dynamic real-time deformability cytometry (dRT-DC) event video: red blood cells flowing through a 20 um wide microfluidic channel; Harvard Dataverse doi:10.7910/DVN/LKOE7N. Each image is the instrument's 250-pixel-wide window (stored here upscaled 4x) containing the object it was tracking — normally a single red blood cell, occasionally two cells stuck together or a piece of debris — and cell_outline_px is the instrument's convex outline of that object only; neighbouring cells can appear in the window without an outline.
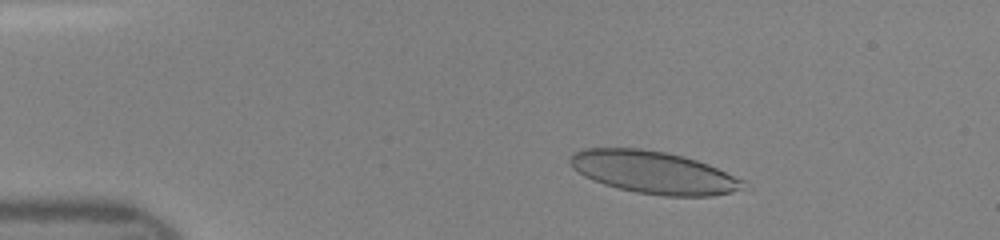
{"species": "human", "species_latin": "Homo sapiens", "temperature_condition": "room temperature", "stored_images_in_passage": 38, "camera_frame_rate_fps": 3000, "um_per_image_px": 0.085, "donor": {"sex": "female"}, "frame": {"image": 1, "passage_image": 7, "time_ms": 2.0, "image_size_px": [1000, 240], "cell_outline_px": [[744, 184], [740, 188], [732, 192], [712, 196], [664, 196], [636, 192], [616, 188], [592, 180], [584, 176], [572, 168], [568, 160], [572, 152], [584, 148], [640, 148], [668, 152], [684, 156], [708, 164], [744, 180]], "centroid_in_image_um": [55.49, 14.64], "position_along_channel_um": 29.5, "area_um2": 42.89}}
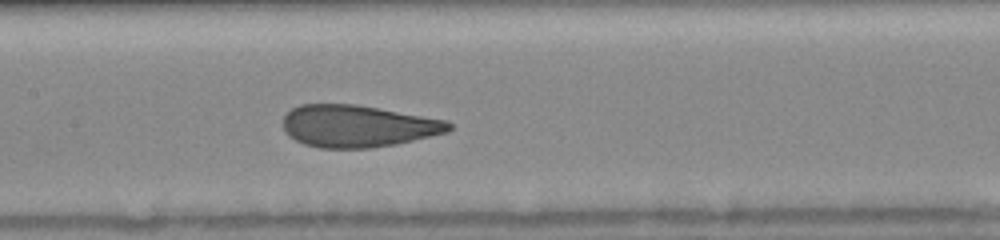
{"frame": {"image": 2, "passage_image": 22, "time_ms": 7.0, "image_size_px": [1000, 240], "cell_outline_px": [[452, 128], [448, 132], [396, 144], [372, 148], [320, 148], [304, 144], [288, 136], [284, 132], [284, 116], [292, 108], [300, 104], [356, 104], [448, 120], [452, 124]], "centroid_in_image_um": [30.41, 10.72], "position_along_channel_um": 177.0, "area_um2": 40.81}}
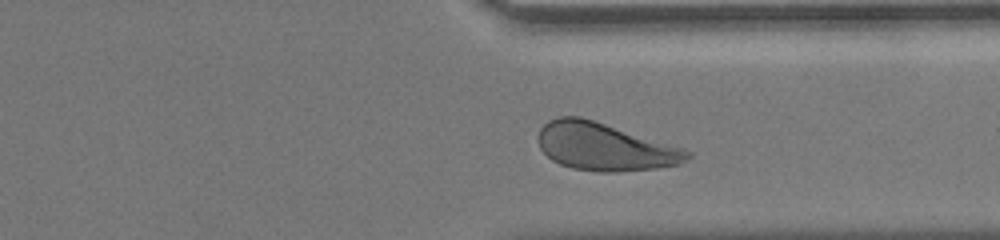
{"frame": {"image": 3, "passage_image": 35, "time_ms": 11.333, "image_size_px": [1000, 240], "cell_outline_px": [[692, 156], [688, 160], [680, 164], [656, 168], [616, 172], [596, 172], [572, 168], [560, 164], [552, 160], [540, 148], [536, 140], [536, 136], [540, 128], [548, 120], [560, 116], [580, 116], [684, 148], [692, 152]], "centroid_in_image_um": [51.38, 12.48], "position_along_channel_um": 360.0, "area_um2": 41.62}}